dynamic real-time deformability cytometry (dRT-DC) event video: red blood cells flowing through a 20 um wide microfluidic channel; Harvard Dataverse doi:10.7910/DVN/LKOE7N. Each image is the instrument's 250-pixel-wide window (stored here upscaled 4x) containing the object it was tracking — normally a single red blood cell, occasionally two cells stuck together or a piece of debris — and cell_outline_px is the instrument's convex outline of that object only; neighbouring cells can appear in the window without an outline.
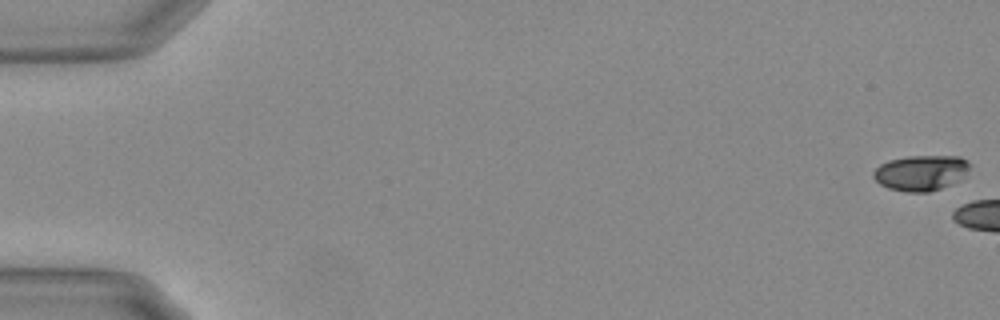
{"species": "Egyptian fruit bat (a non-hibernating species)", "species_latin": "Rousettus aegyptiacus", "temperature_condition": "warm", "stored_images_in_passage": 15, "camera_frame_rate_fps": 3000, "um_per_image_px": 0.085, "animal": {"sex": "female"}, "frame": {"image": 1, "passage_image": 1, "time_ms": 0.0, "image_size_px": [1000, 320], "cell_outline_px": [[968, 168], [960, 180], [952, 184], [928, 192], [904, 192], [888, 188], [880, 184], [872, 176], [872, 172], [880, 164], [888, 160], [908, 156], [960, 156], [968, 160]], "centroid_in_image_um": [78.25, 14.69], "position_along_channel_um": 6.8, "area_um2": 19.94}}
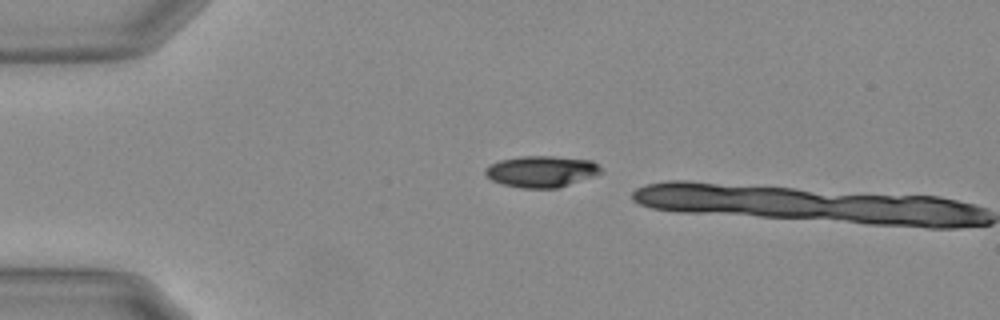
{"frame": {"image": 2, "passage_image": 14, "time_ms": 4.333, "image_size_px": [1000, 320], "cell_outline_px": [[604, 172], [556, 188], [520, 188], [500, 184], [492, 180], [484, 172], [492, 164], [500, 160], [520, 156], [552, 156], [592, 160]], "centroid_in_image_um": [46.01, 14.57], "position_along_channel_um": 39.0, "area_um2": 20.87}}